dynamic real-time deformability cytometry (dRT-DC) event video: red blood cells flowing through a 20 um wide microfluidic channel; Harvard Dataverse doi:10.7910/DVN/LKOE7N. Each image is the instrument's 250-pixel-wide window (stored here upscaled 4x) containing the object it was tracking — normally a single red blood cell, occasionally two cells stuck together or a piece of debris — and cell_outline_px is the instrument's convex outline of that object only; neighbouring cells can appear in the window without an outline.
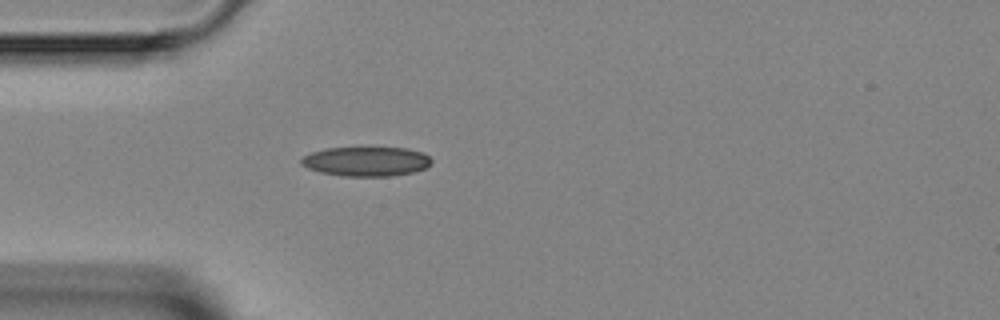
{"species": "Egyptian fruit bat (a non-hibernating species)", "species_latin": "Rousettus aegyptiacus", "temperature_condition": "room temperature", "stored_images_in_passage": 1, "camera_frame_rate_fps": 3000, "um_per_image_px": 0.085, "animal": {"sex": "female"}, "frame": {"image": 1, "passage_image": 1, "time_ms": 0.0, "image_size_px": [1000, 320], "cell_outline_px": [[432, 164], [428, 168], [416, 172], [388, 176], [344, 176], [320, 172], [308, 168], [300, 164], [300, 160], [304, 156], [312, 152], [328, 148], [404, 148], [420, 152], [428, 156], [432, 160]], "centroid_in_image_um": [31.16, 13.73], "position_along_channel_um": 53.8, "area_um2": 22.31}}